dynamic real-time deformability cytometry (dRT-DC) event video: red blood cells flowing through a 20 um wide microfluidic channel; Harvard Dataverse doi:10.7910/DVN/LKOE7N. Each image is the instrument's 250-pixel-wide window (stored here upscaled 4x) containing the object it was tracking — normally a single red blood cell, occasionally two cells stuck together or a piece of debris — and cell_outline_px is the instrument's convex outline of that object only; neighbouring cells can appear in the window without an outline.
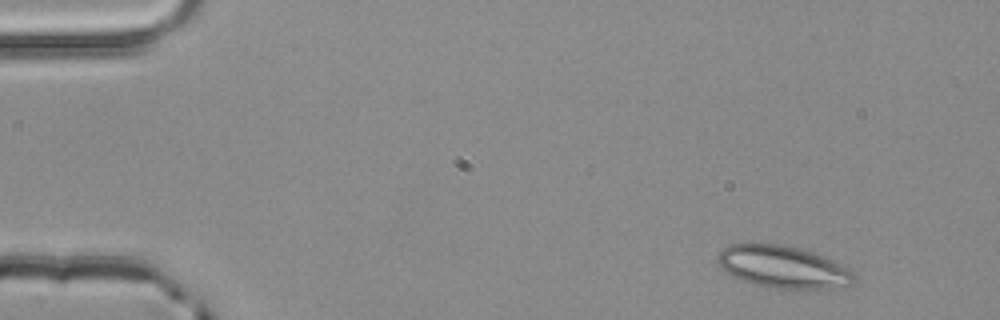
{"species": "common noctule bat (a hibernating species)", "species_latin": "Nyctalus noctula", "temperature_condition": "room temperature", "stored_images_in_passage": 3, "camera_frame_rate_fps": 3000, "um_per_image_px": 0.085, "animal": {"sex": "male", "body_mass_g": 20.4}, "frame": {"image": 1, "passage_image": 1, "time_ms": 0.0, "image_size_px": [1000, 320], "cell_outline_px": [[856, 280], [848, 284], [832, 288], [804, 292], [792, 292], [764, 288], [740, 280], [732, 276], [716, 260], [716, 256], [728, 244], [780, 244], [812, 252], [824, 256], [840, 264], [852, 272], [856, 276]], "centroid_in_image_um": [66.56, 22.76], "position_along_channel_um": 18.4, "area_um2": 34.39}}